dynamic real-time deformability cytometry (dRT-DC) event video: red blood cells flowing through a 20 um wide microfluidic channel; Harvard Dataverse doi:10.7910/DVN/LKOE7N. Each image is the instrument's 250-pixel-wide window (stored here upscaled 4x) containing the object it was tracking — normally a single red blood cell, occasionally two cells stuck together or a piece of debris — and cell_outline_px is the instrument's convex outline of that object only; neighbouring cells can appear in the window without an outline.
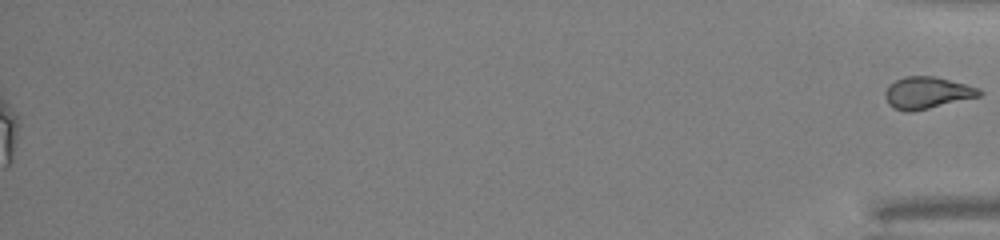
{"species": "common noctule bat (a hibernating species)", "species_latin": "Nyctalus noctula", "temperature_condition": "warm", "stored_images_in_passage": 52, "segment_of_instrument_passage": [2, 2], "camera_frame_rate_fps": 3000, "um_per_image_px": 0.085, "animal": {"sex": "male", "body_mass_g": 13.0, "forearm_length_mm": 53.1}, "frame": {"image": 1, "passage_image": 52, "time_ms": 17.0, "image_size_px": [1000, 240], "cell_outline_px": [[984, 92], [980, 96], [928, 108], [908, 112], [904, 112], [888, 104], [884, 96], [884, 92], [888, 84], [904, 76], [936, 76], [980, 88]], "centroid_in_image_um": [78.79, 7.87], "position_along_channel_um": 356.4, "area_um2": 17.51}}